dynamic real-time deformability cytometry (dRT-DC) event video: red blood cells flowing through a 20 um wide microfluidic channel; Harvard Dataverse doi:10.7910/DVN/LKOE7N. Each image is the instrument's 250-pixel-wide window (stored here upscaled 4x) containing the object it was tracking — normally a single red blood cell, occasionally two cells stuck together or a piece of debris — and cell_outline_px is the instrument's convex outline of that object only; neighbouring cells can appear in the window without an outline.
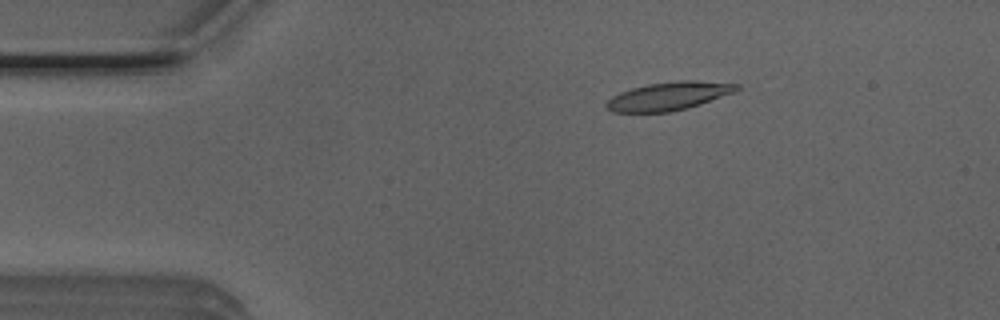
{"species": "Egyptian fruit bat (a non-hibernating species)", "species_latin": "Rousettus aegyptiacus", "temperature_condition": "room temperature", "stored_images_in_passage": 52, "camera_frame_rate_fps": 3000, "um_per_image_px": 0.085, "animal": {"sex": "male"}, "frame": {"image": 1, "passage_image": 8, "time_ms": 2.333, "image_size_px": [1000, 320], "cell_outline_px": [[740, 88], [736, 92], [688, 108], [668, 112], [612, 112], [604, 108], [604, 104], [612, 96], [620, 92], [632, 88], [648, 84], [676, 80], [696, 80], [740, 84]], "centroid_in_image_um": [56.84, 8.16], "position_along_channel_um": 28.2, "area_um2": 21.68}}
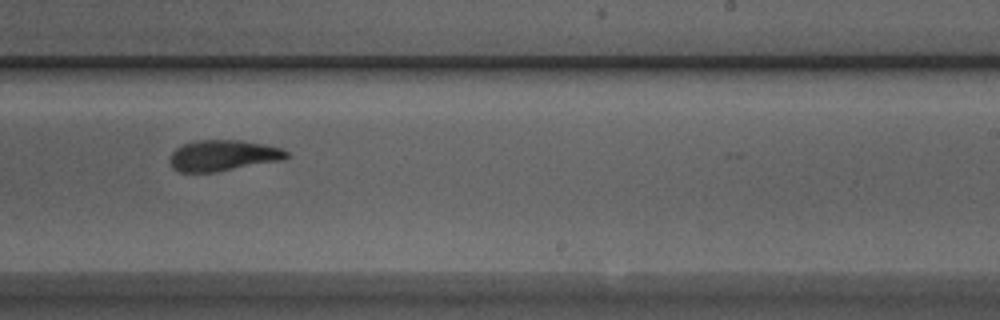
{"frame": {"image": 2, "passage_image": 31, "time_ms": 10.0, "image_size_px": [1000, 320], "cell_outline_px": [[288, 156], [284, 160], [216, 172], [180, 172], [172, 168], [172, 152], [176, 148], [184, 144], [196, 140], [240, 140], [264, 144], [280, 148], [288, 152]], "centroid_in_image_um": [18.99, 13.22], "position_along_channel_um": 270.0, "area_um2": 20.92}}
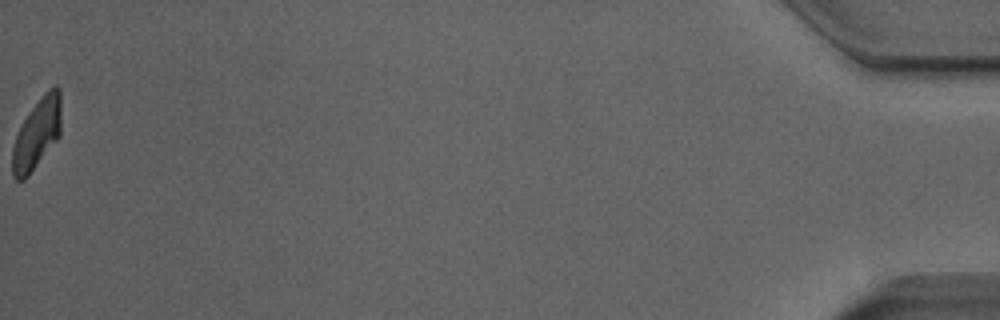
{"frame": {"image": 3, "passage_image": 52, "time_ms": 17.0, "image_size_px": [1000, 320], "cell_outline_px": [[60, 136], [28, 176], [24, 180], [16, 180], [12, 176], [12, 148], [16, 136], [28, 112], [44, 92], [48, 88], [56, 84], [60, 88]], "centroid_in_image_um": [3.14, 11.36], "position_along_channel_um": 432.1, "area_um2": 20.06}, "authors_computed_cell_mechanics": {"area_um2": 21.6172, "velocity_mm_per_s": 3.8634, "shape_relaxation_time_tau1_ms": 4.1553, "shape_relaxation_time_tau2_ms": 2.4099, "deformation_change_tau1": 0.176, "deformation_change_tau2": 0.1028}}